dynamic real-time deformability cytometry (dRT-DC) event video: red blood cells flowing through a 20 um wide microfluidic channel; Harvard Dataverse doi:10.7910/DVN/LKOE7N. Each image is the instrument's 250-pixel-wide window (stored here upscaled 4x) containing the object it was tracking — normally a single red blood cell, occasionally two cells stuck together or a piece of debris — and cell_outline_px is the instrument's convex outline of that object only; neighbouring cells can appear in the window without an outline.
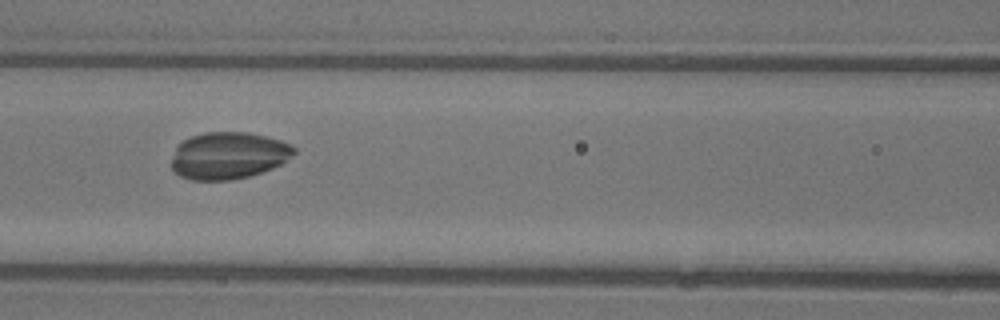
{"species": "common noctule bat (a hibernating species)", "species_latin": "Nyctalus noctula", "temperature_condition": "warm", "stored_images_in_passage": 43, "camera_frame_rate_fps": 3000, "um_per_image_px": 0.085, "animal": {"sex": "female"}, "frame": {"image": 1, "passage_image": 21, "time_ms": 6.667, "image_size_px": [1000, 320], "cell_outline_px": [[296, 152], [280, 164], [272, 168], [248, 176], [232, 180], [192, 180], [180, 176], [172, 168], [172, 160], [176, 148], [180, 140], [204, 132], [248, 132], [280, 140], [296, 148]], "centroid_in_image_um": [19.39, 13.21], "position_along_channel_um": 147.2, "area_um2": 33.41}}
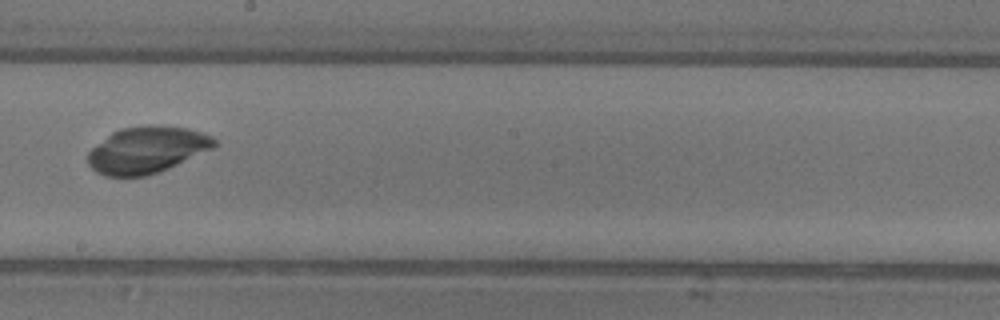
{"frame": {"image": 2, "passage_image": 27, "time_ms": 8.667, "image_size_px": [1000, 320], "cell_outline_px": [[220, 144], [212, 148], [168, 168], [144, 176], [104, 176], [96, 172], [88, 164], [88, 152], [92, 148], [112, 132], [120, 128], [148, 124], [156, 124], [188, 128], [204, 132], [212, 136]], "centroid_in_image_um": [12.5, 12.71], "position_along_channel_um": 235.7, "area_um2": 34.39}}
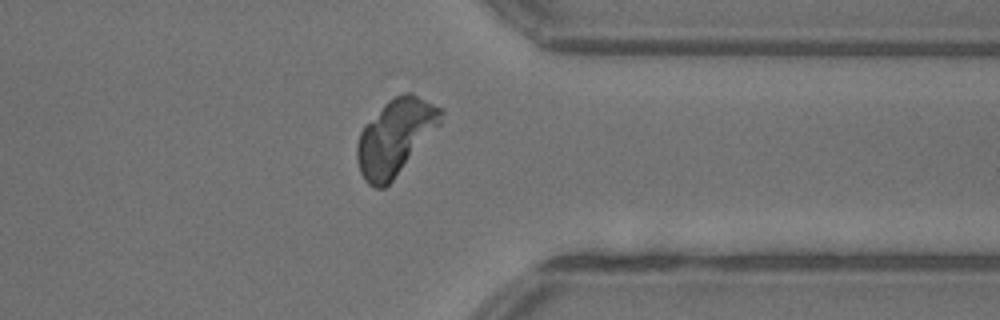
{"frame": {"image": 3, "passage_image": 37, "time_ms": 12.0, "image_size_px": [1000, 320], "cell_outline_px": [[444, 112], [440, 124], [392, 180], [384, 188], [376, 188], [368, 184], [364, 180], [360, 172], [356, 160], [356, 144], [360, 132], [384, 104], [388, 100], [404, 92], [412, 92], [444, 108]], "centroid_in_image_um": [33.6, 11.62], "position_along_channel_um": 377.8, "area_um2": 36.59}}